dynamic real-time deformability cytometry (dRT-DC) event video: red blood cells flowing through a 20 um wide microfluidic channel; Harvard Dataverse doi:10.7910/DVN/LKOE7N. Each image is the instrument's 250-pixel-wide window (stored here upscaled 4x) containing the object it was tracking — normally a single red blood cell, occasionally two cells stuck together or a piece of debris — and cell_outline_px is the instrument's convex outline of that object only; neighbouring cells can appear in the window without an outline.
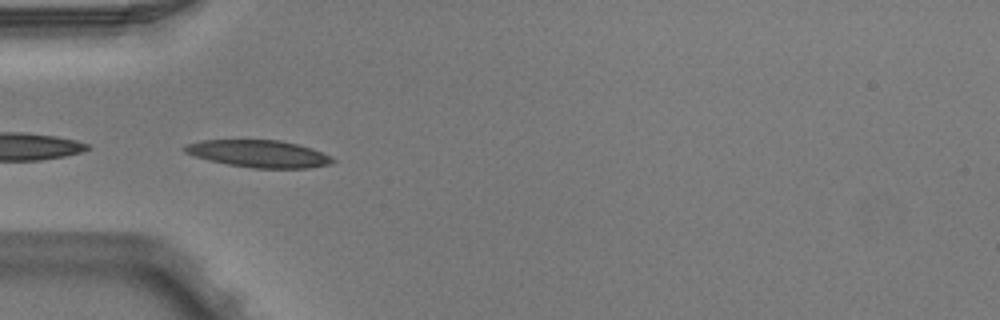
{"species": "Egyptian fruit bat (a non-hibernating species)", "species_latin": "Rousettus aegyptiacus", "temperature_condition": "warm", "stored_images_in_passage": 6, "camera_frame_rate_fps": 3000, "um_per_image_px": 0.085, "animal": {"sex": "male"}, "frame": {"image": 1, "passage_image": 4, "time_ms": 1.0, "image_size_px": [1000, 320], "cell_outline_px": [[336, 160], [332, 164], [308, 168], [252, 168], [228, 164], [208, 160], [184, 152], [180, 148], [184, 144], [200, 140], [280, 140], [312, 148], [332, 156]], "centroid_in_image_um": [21.98, 13.06], "position_along_channel_um": 63.0, "area_um2": 23.64}}
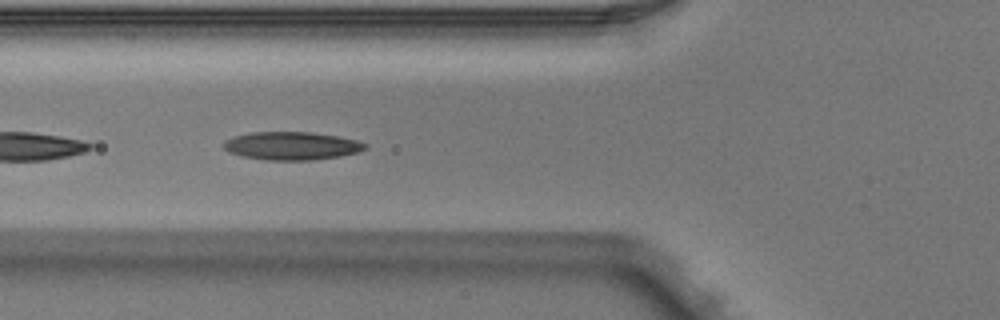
{"frame": {"image": 2, "passage_image": 5, "time_ms": 1.333, "image_size_px": [1000, 320], "cell_outline_px": [[368, 148], [360, 152], [340, 156], [312, 160], [268, 160], [244, 156], [228, 152], [224, 148], [224, 140], [232, 136], [252, 132], [312, 132], [336, 136], [356, 140], [368, 144]], "centroid_in_image_um": [24.81, 12.39], "position_along_channel_um": 101.0, "area_um2": 23.24}}
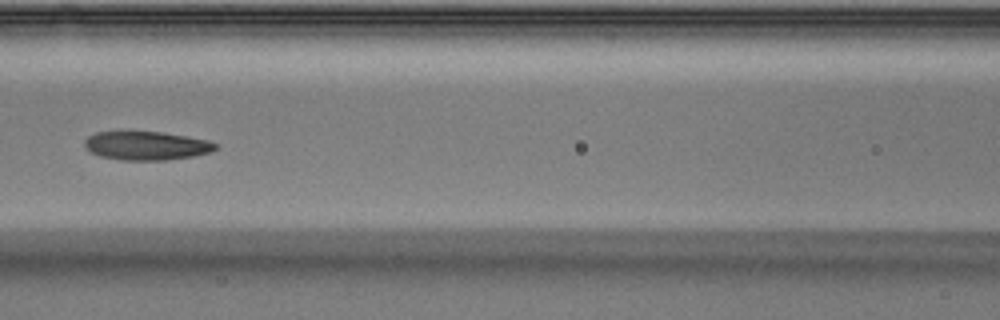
{"frame": {"image": 3, "passage_image": 6, "time_ms": 1.667, "image_size_px": [1000, 320], "cell_outline_px": [[220, 144], [212, 152], [192, 156], [164, 160], [124, 160], [100, 156], [92, 152], [84, 144], [84, 140], [88, 136], [96, 132], [120, 128], [164, 132], [208, 140]], "centroid_in_image_um": [12.42, 12.32], "position_along_channel_um": 154.2, "area_um2": 22.72}}